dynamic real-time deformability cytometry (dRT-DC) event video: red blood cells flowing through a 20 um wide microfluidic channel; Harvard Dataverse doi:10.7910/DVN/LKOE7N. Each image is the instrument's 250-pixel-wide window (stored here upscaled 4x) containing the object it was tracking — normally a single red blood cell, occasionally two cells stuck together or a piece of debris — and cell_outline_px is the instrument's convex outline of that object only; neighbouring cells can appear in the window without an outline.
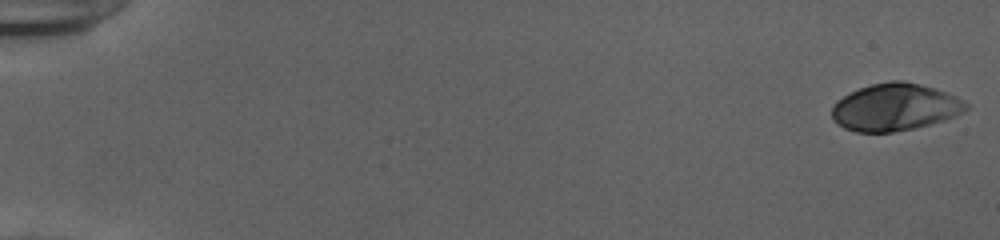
{"species": "human", "species_latin": "Homo sapiens", "temperature_condition": "cold", "stored_images_in_passage": 53, "camera_frame_rate_fps": 3000, "um_per_image_px": 0.085, "donor": {"sex": "female"}, "frame": {"image": 1, "passage_image": 1, "time_ms": 0.0, "image_size_px": [1000, 240], "cell_outline_px": [[968, 108], [964, 112], [956, 116], [944, 120], [912, 128], [892, 132], [856, 132], [844, 128], [836, 124], [832, 120], [832, 108], [836, 100], [860, 88], [872, 84], [892, 80], [904, 80], [920, 84], [948, 92], [964, 100], [968, 104]], "centroid_in_image_um": [76.08, 9.11], "position_along_channel_um": 8.9, "area_um2": 36.99}}
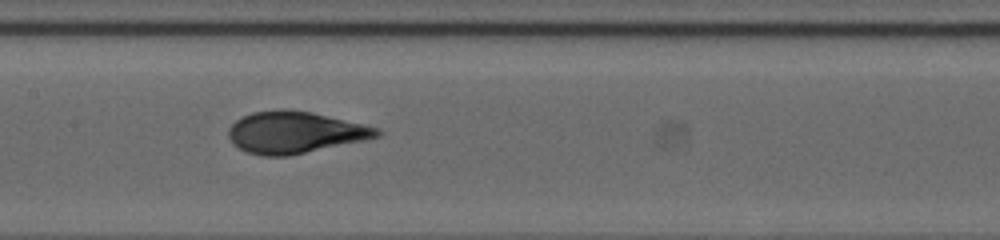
{"frame": {"image": 2, "passage_image": 28, "time_ms": 9.0, "image_size_px": [1000, 240], "cell_outline_px": [[384, 132], [380, 136], [364, 140], [288, 156], [260, 156], [244, 152], [232, 144], [228, 136], [228, 128], [236, 120], [252, 112], [280, 108], [288, 108], [312, 112], [380, 128]], "centroid_in_image_um": [25.04, 11.25], "position_along_channel_um": 182.4, "area_um2": 36.47}}
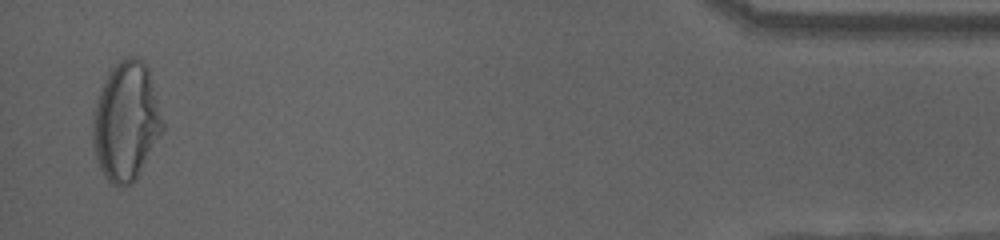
{"frame": {"image": 3, "passage_image": 52, "time_ms": 17.0, "image_size_px": [1000, 240], "cell_outline_px": [[164, 128], [132, 184], [124, 188], [120, 188], [112, 184], [104, 176], [96, 160], [92, 144], [92, 120], [96, 100], [100, 88], [108, 72], [120, 60], [128, 56], [132, 56], [140, 60], [148, 68], [164, 124]], "centroid_in_image_um": [10.68, 10.34], "position_along_channel_um": 424.5, "area_um2": 48.15}, "authors_computed_cell_mechanics": {"area_um2": 36.0094, "velocity_mm_per_s": 3.9212, "shape_relaxation_time_tau1_ms": 5.3643, "shape_relaxation_time_tau2_ms": null, "deformation_change_tau1": 0.2298, "deformation_change_tau2": null}}